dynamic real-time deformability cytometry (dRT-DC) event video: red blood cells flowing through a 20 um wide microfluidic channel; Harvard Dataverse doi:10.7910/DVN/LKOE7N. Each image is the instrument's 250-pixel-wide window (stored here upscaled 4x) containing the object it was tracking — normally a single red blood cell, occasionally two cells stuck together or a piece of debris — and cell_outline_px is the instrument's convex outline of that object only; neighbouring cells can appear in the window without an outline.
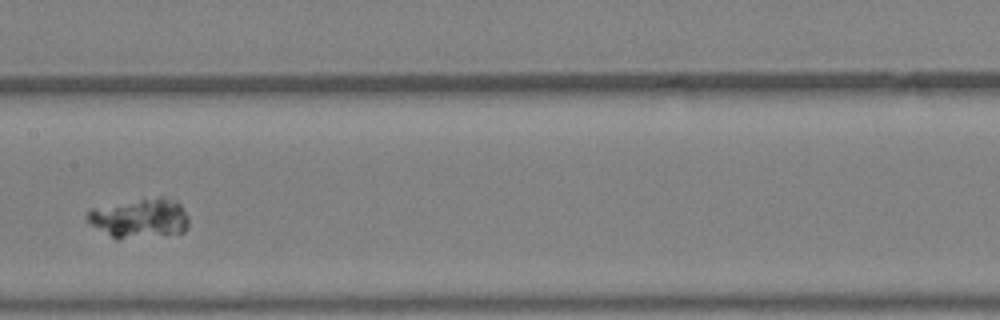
{"species": "Egyptian fruit bat (a non-hibernating species)", "species_latin": "Rousettus aegyptiacus", "temperature_condition": "warm", "stored_images_in_passage": 32, "camera_frame_rate_fps": 3000, "um_per_image_px": 0.085, "animal": {"sex": "female"}, "frame": {"image": 1, "passage_image": 10, "time_ms": 3.0, "image_size_px": [1000, 320], "cell_outline_px": [[188, 228], [184, 232], [120, 240], [116, 240], [92, 224], [84, 216], [92, 208], [160, 196], [164, 196], [176, 200], [180, 204], [188, 216]], "centroid_in_image_um": [11.91, 18.56], "position_along_channel_um": 195.5, "area_um2": 23.35}}